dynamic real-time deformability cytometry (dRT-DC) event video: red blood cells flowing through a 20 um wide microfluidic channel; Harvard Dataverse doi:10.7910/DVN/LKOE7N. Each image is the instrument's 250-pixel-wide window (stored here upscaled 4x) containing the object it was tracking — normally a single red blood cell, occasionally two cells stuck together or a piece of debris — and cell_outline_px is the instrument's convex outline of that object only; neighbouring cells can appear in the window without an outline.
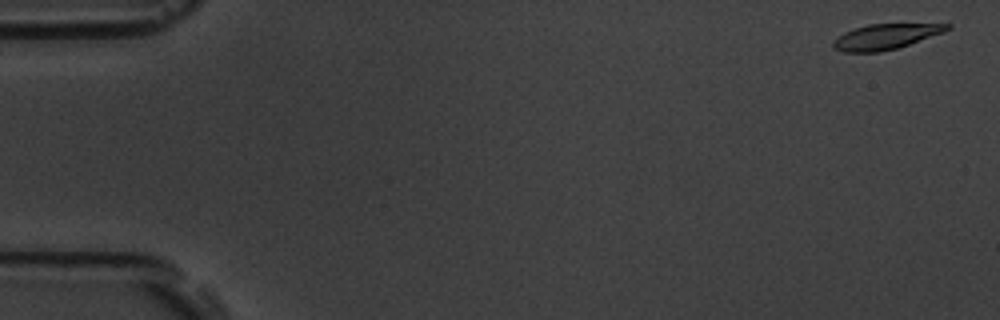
{"species": "common noctule bat (a hibernating species)", "species_latin": "Nyctalus noctula", "temperature_condition": "room temperature", "stored_images_in_passage": 56, "camera_frame_rate_fps": 3000, "um_per_image_px": 0.085, "animal": {"sex": "male", "body_mass_g": 19.5, "forearm_length_mm": 54.6}, "frame": {"image": 1, "passage_image": 1, "time_ms": 0.0, "image_size_px": [1000, 320], "cell_outline_px": [[952, 28], [944, 32], [896, 48], [880, 52], [844, 52], [832, 48], [832, 44], [844, 32], [868, 24], [952, 24]], "centroid_in_image_um": [75.28, 3.11], "position_along_channel_um": 9.7, "area_um2": 16.53}}
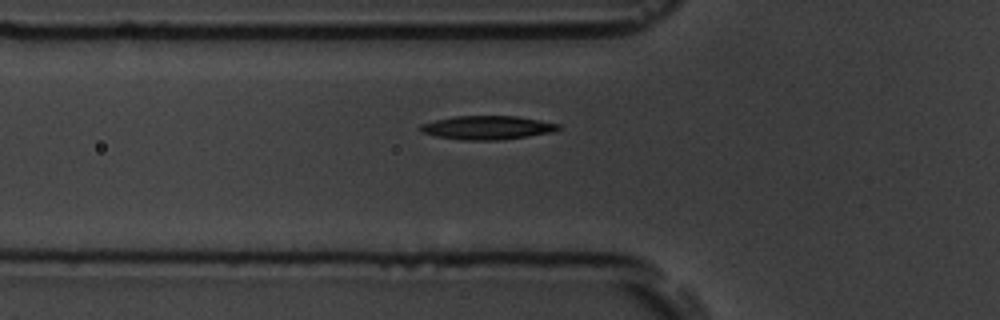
{"frame": {"image": 2, "passage_image": 19, "time_ms": 6.0, "image_size_px": [1000, 320], "cell_outline_px": [[560, 128], [556, 132], [500, 140], [460, 140], [436, 136], [420, 132], [420, 124], [452, 116], [516, 116], [560, 124]], "centroid_in_image_um": [41.42, 10.85], "position_along_channel_um": 84.4, "area_um2": 19.13}}
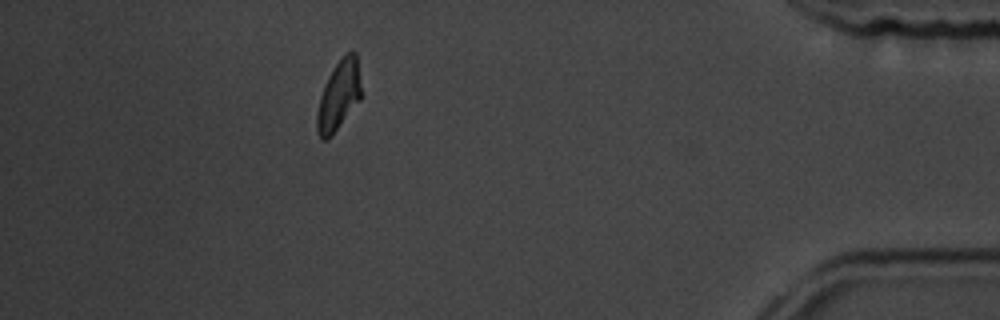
{"frame": {"image": 3, "passage_image": 50, "time_ms": 16.333, "image_size_px": [1000, 320], "cell_outline_px": [[360, 100], [332, 136], [328, 140], [320, 140], [316, 132], [316, 116], [320, 96], [324, 84], [328, 76], [336, 64], [348, 52], [356, 52], [360, 88]], "centroid_in_image_um": [28.75, 8.2], "position_along_channel_um": 406.5, "area_um2": 17.8}, "authors_computed_cell_mechanics": {"area_um2": 18.5827, "velocity_mm_per_s": 3.6001, "shape_relaxation_time_tau1_ms": 3.5795, "shape_relaxation_time_tau2_ms": null, "deformation_change_tau1": 0.1182, "deformation_change_tau2": null}}